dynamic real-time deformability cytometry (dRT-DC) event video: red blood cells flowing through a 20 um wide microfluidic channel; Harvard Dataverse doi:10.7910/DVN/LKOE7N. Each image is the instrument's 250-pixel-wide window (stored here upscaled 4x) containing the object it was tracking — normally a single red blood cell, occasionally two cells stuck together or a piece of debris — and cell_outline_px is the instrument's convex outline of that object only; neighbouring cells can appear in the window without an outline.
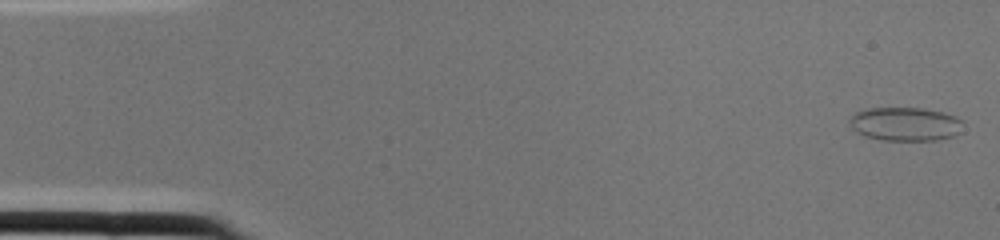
{"species": "common noctule bat (a hibernating species)", "species_latin": "Nyctalus noctula", "temperature_condition": "cold", "stored_images_in_passage": 2, "camera_frame_rate_fps": 3000, "um_per_image_px": 0.085, "animal": {"sex": "female", "body_mass_g": 22.0, "forearm_length_mm": 56.7}, "frame": {"image": 1, "passage_image": 1, "time_ms": 0.0, "image_size_px": [1000, 240], "cell_outline_px": [[964, 132], [956, 136], [936, 140], [884, 140], [864, 136], [856, 132], [848, 124], [848, 120], [856, 112], [872, 108], [924, 108], [956, 116], [964, 120]], "centroid_in_image_um": [77.01, 10.55], "position_along_channel_um": 8.0, "area_um2": 22.66}}
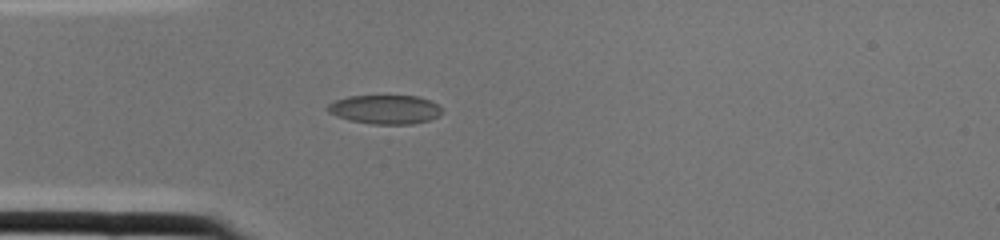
{"frame": {"image": 2, "passage_image": 2, "time_ms": 0.333, "image_size_px": [1000, 240], "cell_outline_px": [[444, 112], [440, 116], [432, 120], [412, 124], [372, 124], [348, 120], [336, 116], [328, 112], [324, 108], [328, 104], [336, 100], [348, 96], [416, 96], [428, 100], [444, 108]], "centroid_in_image_um": [32.75, 9.31], "position_along_channel_um": 52.3, "area_um2": 19.59}}